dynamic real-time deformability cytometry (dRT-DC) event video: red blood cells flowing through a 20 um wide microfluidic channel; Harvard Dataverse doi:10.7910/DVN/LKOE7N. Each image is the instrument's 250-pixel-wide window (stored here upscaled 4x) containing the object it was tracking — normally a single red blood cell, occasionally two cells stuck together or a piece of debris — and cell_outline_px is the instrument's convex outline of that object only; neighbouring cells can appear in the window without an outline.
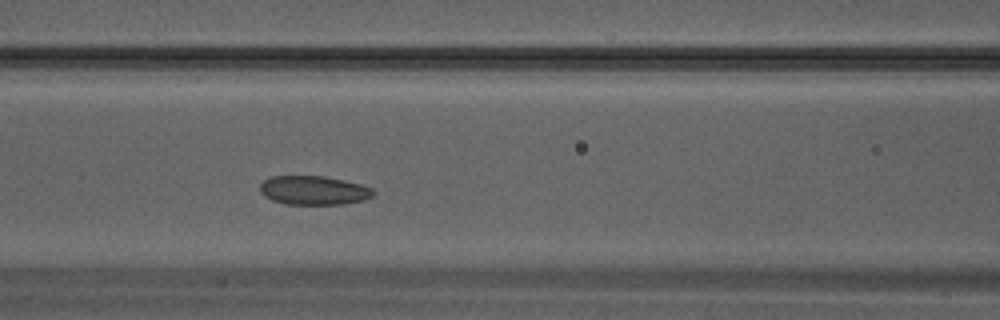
{"species": "Egyptian fruit bat (a non-hibernating species)", "species_latin": "Rousettus aegyptiacus", "temperature_condition": "warm", "stored_images_in_passage": 28, "camera_frame_rate_fps": 3000, "um_per_image_px": 0.085, "animal": {"sex": "male"}, "frame": {"image": 1, "passage_image": 9, "time_ms": 2.667, "image_size_px": [1000, 320], "cell_outline_px": [[376, 192], [372, 196], [364, 200], [344, 204], [284, 204], [272, 200], [264, 196], [260, 192], [260, 184], [268, 176], [324, 176], [360, 184], [372, 188]], "centroid_in_image_um": [26.64, 16.18], "position_along_channel_um": 140.0, "area_um2": 19.19}}
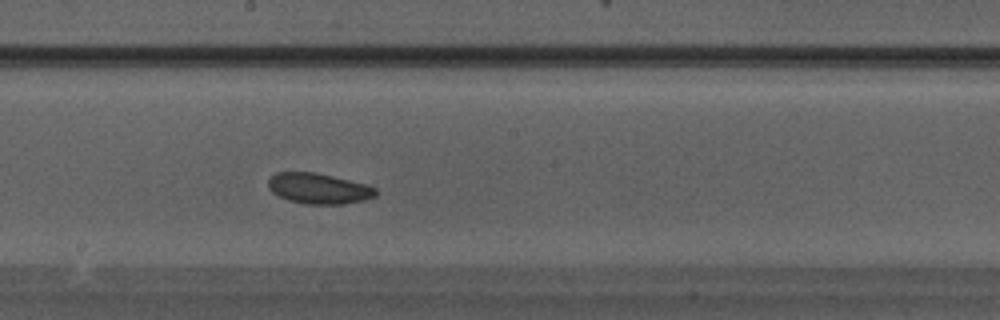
{"frame": {"image": 2, "passage_image": 13, "time_ms": 4.0, "image_size_px": [1000, 320], "cell_outline_px": [[376, 196], [364, 200], [344, 204], [304, 204], [288, 200], [272, 192], [268, 188], [268, 180], [276, 172], [316, 172], [368, 184], [376, 188]], "centroid_in_image_um": [27.1, 16.02], "position_along_channel_um": 221.1, "area_um2": 19.31}}